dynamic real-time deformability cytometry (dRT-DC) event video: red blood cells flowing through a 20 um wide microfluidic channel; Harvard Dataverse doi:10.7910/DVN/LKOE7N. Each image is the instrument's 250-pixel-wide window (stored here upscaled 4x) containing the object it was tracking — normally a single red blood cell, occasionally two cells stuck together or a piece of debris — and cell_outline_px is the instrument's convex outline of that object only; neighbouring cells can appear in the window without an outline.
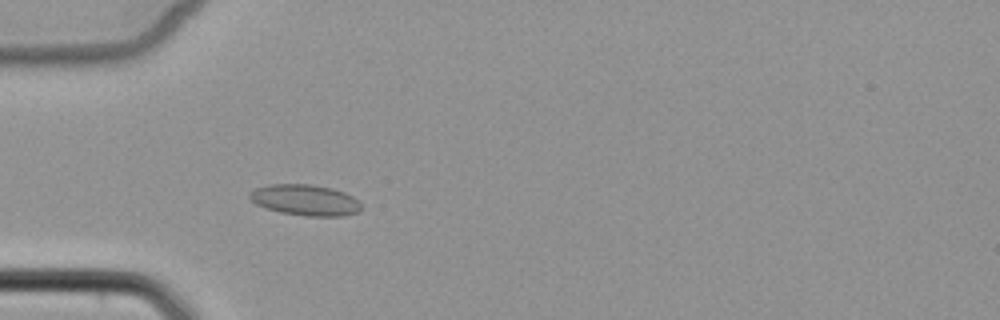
{"species": "common noctule bat (a hibernating species)", "species_latin": "Nyctalus noctula", "temperature_condition": "cold", "stored_images_in_passage": 5, "camera_frame_rate_fps": 3000, "um_per_image_px": 0.085, "animal": {"sex": "female", "body_mass_g": 22.7, "forearm_length_mm": 54.2}, "frame": {"image": 1, "passage_image": 5, "time_ms": 4.667, "image_size_px": [1000, 320], "cell_outline_px": [[364, 208], [360, 212], [344, 216], [304, 216], [280, 212], [264, 208], [256, 204], [248, 196], [248, 192], [256, 188], [268, 184], [308, 184], [332, 188], [344, 192], [352, 196]], "centroid_in_image_um": [25.94, 17.01], "position_along_channel_um": 59.1, "area_um2": 20.35}}